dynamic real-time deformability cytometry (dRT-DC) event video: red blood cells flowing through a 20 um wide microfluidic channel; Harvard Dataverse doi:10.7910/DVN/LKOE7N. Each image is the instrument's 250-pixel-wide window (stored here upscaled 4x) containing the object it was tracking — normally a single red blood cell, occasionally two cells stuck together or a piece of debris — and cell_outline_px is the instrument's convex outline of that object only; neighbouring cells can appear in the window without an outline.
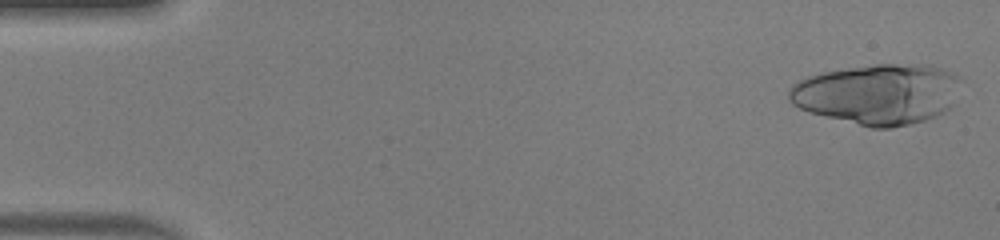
{"species": "human", "species_latin": "Homo sapiens", "temperature_condition": "warm", "stored_images_in_passage": 37, "camera_frame_rate_fps": 3000, "um_per_image_px": 0.085, "donor": {"sex": "male"}, "frame": {"image": 1, "passage_image": 1, "time_ms": 0.0, "image_size_px": [1000, 240], "cell_outline_px": [[956, 80], [952, 104], [944, 112], [936, 116], [924, 120], [892, 128], [872, 128], [808, 112], [792, 104], [788, 100], [788, 92], [792, 84], [808, 76], [820, 72], [872, 64], [932, 64], [956, 76]], "centroid_in_image_um": [74.52, 7.99], "position_along_channel_um": 10.5, "area_um2": 60.17}}
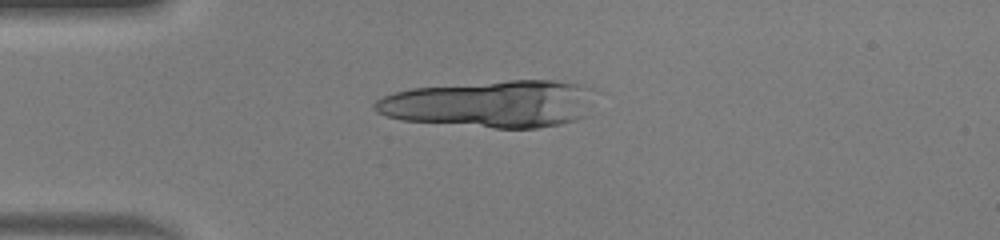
{"frame": {"image": 2, "passage_image": 12, "time_ms": 3.667, "image_size_px": [1000, 240], "cell_outline_px": [[580, 116], [576, 120], [560, 124], [540, 128], [492, 128], [400, 120], [384, 116], [376, 112], [372, 108], [372, 104], [376, 100], [384, 96], [396, 92], [412, 88], [508, 80], [552, 80], [576, 84]], "centroid_in_image_um": [41.32, 8.86], "position_along_channel_um": 43.7, "area_um2": 57.97}}
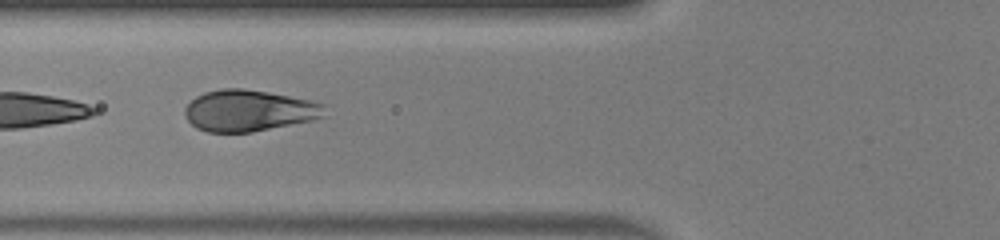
{"frame": {"image": 3, "passage_image": 19, "time_ms": 6.0, "image_size_px": [1000, 240], "cell_outline_px": [[324, 116], [312, 120], [252, 132], [208, 132], [196, 128], [184, 116], [184, 108], [196, 96], [204, 92], [220, 88], [244, 88], [268, 92], [312, 100], [324, 104]], "centroid_in_image_um": [21.13, 9.39], "position_along_channel_um": 104.7, "area_um2": 33.76}}